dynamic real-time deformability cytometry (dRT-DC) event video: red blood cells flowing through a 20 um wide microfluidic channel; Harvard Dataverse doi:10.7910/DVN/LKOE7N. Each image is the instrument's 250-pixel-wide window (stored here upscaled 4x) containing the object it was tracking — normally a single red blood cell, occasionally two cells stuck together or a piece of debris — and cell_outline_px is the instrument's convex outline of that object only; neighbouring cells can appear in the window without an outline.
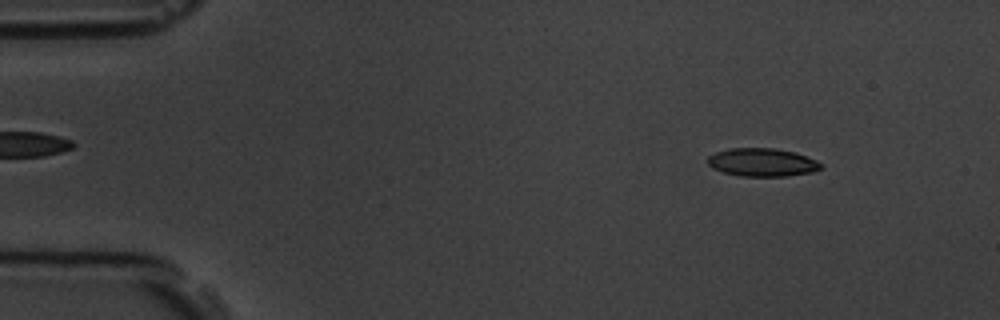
{"species": "common noctule bat (a hibernating species)", "species_latin": "Nyctalus noctula", "temperature_condition": "room temperature", "stored_images_in_passage": 5, "camera_frame_rate_fps": 3000, "um_per_image_px": 0.085, "animal": {"sex": "male", "body_mass_g": 19.5, "forearm_length_mm": 54.6}, "frame": {"image": 1, "passage_image": 1, "time_ms": 0.0, "image_size_px": [1000, 320], "cell_outline_px": [[824, 168], [812, 172], [788, 176], [740, 176], [724, 172], [712, 168], [708, 164], [708, 156], [716, 152], [728, 148], [776, 148], [796, 152], [816, 160], [824, 164]], "centroid_in_image_um": [64.83, 13.79], "position_along_channel_um": 20.2, "area_um2": 18.79}}
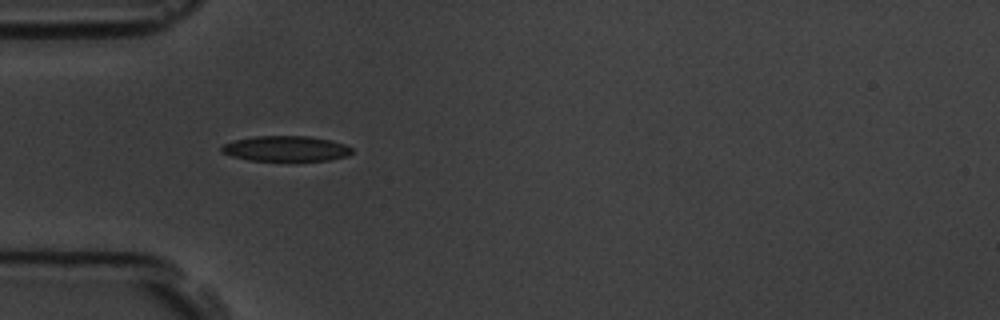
{"frame": {"image": 2, "passage_image": 4, "time_ms": 3.333, "image_size_px": [1000, 320], "cell_outline_px": [[352, 152], [348, 156], [328, 160], [248, 160], [232, 156], [220, 152], [220, 148], [224, 144], [232, 140], [256, 136], [308, 136], [332, 140], [344, 144], [352, 148]], "centroid_in_image_um": [24.28, 12.62], "position_along_channel_um": 60.7, "area_um2": 19.25}}
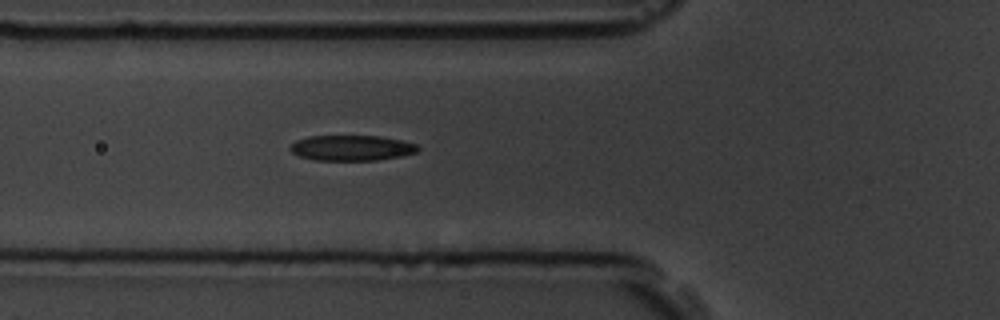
{"frame": {"image": 3, "passage_image": 5, "time_ms": 4.333, "image_size_px": [1000, 320], "cell_outline_px": [[420, 148], [416, 152], [400, 156], [376, 160], [312, 160], [300, 156], [292, 152], [288, 148], [296, 140], [308, 136], [380, 136], [400, 140], [416, 144]], "centroid_in_image_um": [29.86, 12.57], "position_along_channel_um": 95.9, "area_um2": 18.84}}